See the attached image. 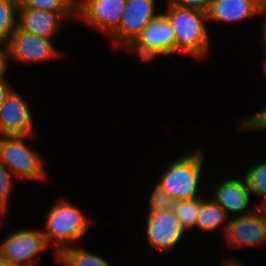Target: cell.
Listing matches in <instances>:
<instances>
[{"label": "cell", "instance_id": "6", "mask_svg": "<svg viewBox=\"0 0 266 266\" xmlns=\"http://www.w3.org/2000/svg\"><path fill=\"white\" fill-rule=\"evenodd\" d=\"M136 52L143 62L157 56H170L175 53V33L170 22L161 13L143 29L136 40L127 48Z\"/></svg>", "mask_w": 266, "mask_h": 266}, {"label": "cell", "instance_id": "26", "mask_svg": "<svg viewBox=\"0 0 266 266\" xmlns=\"http://www.w3.org/2000/svg\"><path fill=\"white\" fill-rule=\"evenodd\" d=\"M9 55L5 45H0V80L6 79L9 66Z\"/></svg>", "mask_w": 266, "mask_h": 266}, {"label": "cell", "instance_id": "28", "mask_svg": "<svg viewBox=\"0 0 266 266\" xmlns=\"http://www.w3.org/2000/svg\"><path fill=\"white\" fill-rule=\"evenodd\" d=\"M261 15L264 19L262 20V26H261V28H262L261 32L262 33L260 34L261 35L260 38H261L262 44H260V45L266 47V3L261 4L260 17H261Z\"/></svg>", "mask_w": 266, "mask_h": 266}, {"label": "cell", "instance_id": "22", "mask_svg": "<svg viewBox=\"0 0 266 266\" xmlns=\"http://www.w3.org/2000/svg\"><path fill=\"white\" fill-rule=\"evenodd\" d=\"M147 212L155 210H169L173 208L175 200L157 182L148 196Z\"/></svg>", "mask_w": 266, "mask_h": 266}, {"label": "cell", "instance_id": "10", "mask_svg": "<svg viewBox=\"0 0 266 266\" xmlns=\"http://www.w3.org/2000/svg\"><path fill=\"white\" fill-rule=\"evenodd\" d=\"M126 0H77L82 23L109 38L119 27Z\"/></svg>", "mask_w": 266, "mask_h": 266}, {"label": "cell", "instance_id": "15", "mask_svg": "<svg viewBox=\"0 0 266 266\" xmlns=\"http://www.w3.org/2000/svg\"><path fill=\"white\" fill-rule=\"evenodd\" d=\"M259 0H211L207 12L208 22L236 23L260 16Z\"/></svg>", "mask_w": 266, "mask_h": 266}, {"label": "cell", "instance_id": "23", "mask_svg": "<svg viewBox=\"0 0 266 266\" xmlns=\"http://www.w3.org/2000/svg\"><path fill=\"white\" fill-rule=\"evenodd\" d=\"M13 174L0 162V214L6 215L9 206L10 192L13 187Z\"/></svg>", "mask_w": 266, "mask_h": 266}, {"label": "cell", "instance_id": "7", "mask_svg": "<svg viewBox=\"0 0 266 266\" xmlns=\"http://www.w3.org/2000/svg\"><path fill=\"white\" fill-rule=\"evenodd\" d=\"M5 46L10 61L24 65L40 64L63 56V53L56 49L52 39L22 31L18 27L14 29Z\"/></svg>", "mask_w": 266, "mask_h": 266}, {"label": "cell", "instance_id": "18", "mask_svg": "<svg viewBox=\"0 0 266 266\" xmlns=\"http://www.w3.org/2000/svg\"><path fill=\"white\" fill-rule=\"evenodd\" d=\"M245 170L241 176L247 183L251 197L260 198L259 203H255L259 207L266 201V160L256 162Z\"/></svg>", "mask_w": 266, "mask_h": 266}, {"label": "cell", "instance_id": "24", "mask_svg": "<svg viewBox=\"0 0 266 266\" xmlns=\"http://www.w3.org/2000/svg\"><path fill=\"white\" fill-rule=\"evenodd\" d=\"M237 121L239 133L266 130V106Z\"/></svg>", "mask_w": 266, "mask_h": 266}, {"label": "cell", "instance_id": "13", "mask_svg": "<svg viewBox=\"0 0 266 266\" xmlns=\"http://www.w3.org/2000/svg\"><path fill=\"white\" fill-rule=\"evenodd\" d=\"M212 190L210 191L211 194L208 193V196L220 205L229 216H231L230 214H235V216L247 215L258 207L255 203H252L253 207L250 204L252 197L243 176L241 179L240 177L226 176L225 179L217 182Z\"/></svg>", "mask_w": 266, "mask_h": 266}, {"label": "cell", "instance_id": "19", "mask_svg": "<svg viewBox=\"0 0 266 266\" xmlns=\"http://www.w3.org/2000/svg\"><path fill=\"white\" fill-rule=\"evenodd\" d=\"M205 198L206 195H201L197 198L174 202L172 209L185 232L196 228L197 217Z\"/></svg>", "mask_w": 266, "mask_h": 266}, {"label": "cell", "instance_id": "2", "mask_svg": "<svg viewBox=\"0 0 266 266\" xmlns=\"http://www.w3.org/2000/svg\"><path fill=\"white\" fill-rule=\"evenodd\" d=\"M60 199L49 208L42 229L47 244L53 247L55 259L62 249L81 242L92 224L91 218L79 208L66 199Z\"/></svg>", "mask_w": 266, "mask_h": 266}, {"label": "cell", "instance_id": "4", "mask_svg": "<svg viewBox=\"0 0 266 266\" xmlns=\"http://www.w3.org/2000/svg\"><path fill=\"white\" fill-rule=\"evenodd\" d=\"M36 139L32 136H0V162L13 174L32 182L46 181L49 177L44 160L35 148L26 140Z\"/></svg>", "mask_w": 266, "mask_h": 266}, {"label": "cell", "instance_id": "5", "mask_svg": "<svg viewBox=\"0 0 266 266\" xmlns=\"http://www.w3.org/2000/svg\"><path fill=\"white\" fill-rule=\"evenodd\" d=\"M48 247L42 230L21 228L0 243V260L16 266H38V256Z\"/></svg>", "mask_w": 266, "mask_h": 266}, {"label": "cell", "instance_id": "14", "mask_svg": "<svg viewBox=\"0 0 266 266\" xmlns=\"http://www.w3.org/2000/svg\"><path fill=\"white\" fill-rule=\"evenodd\" d=\"M76 15L77 12H53L18 6L17 27L40 37L53 39L60 32L63 22Z\"/></svg>", "mask_w": 266, "mask_h": 266}, {"label": "cell", "instance_id": "17", "mask_svg": "<svg viewBox=\"0 0 266 266\" xmlns=\"http://www.w3.org/2000/svg\"><path fill=\"white\" fill-rule=\"evenodd\" d=\"M57 262L64 266H111L97 253L85 250L80 246H69L57 254Z\"/></svg>", "mask_w": 266, "mask_h": 266}, {"label": "cell", "instance_id": "31", "mask_svg": "<svg viewBox=\"0 0 266 266\" xmlns=\"http://www.w3.org/2000/svg\"><path fill=\"white\" fill-rule=\"evenodd\" d=\"M0 266H16V265H12L11 263H7V262L0 260Z\"/></svg>", "mask_w": 266, "mask_h": 266}, {"label": "cell", "instance_id": "1", "mask_svg": "<svg viewBox=\"0 0 266 266\" xmlns=\"http://www.w3.org/2000/svg\"><path fill=\"white\" fill-rule=\"evenodd\" d=\"M162 14L170 22L175 33V53L187 54L193 59L204 60L210 50L207 13L183 8L166 1Z\"/></svg>", "mask_w": 266, "mask_h": 266}, {"label": "cell", "instance_id": "27", "mask_svg": "<svg viewBox=\"0 0 266 266\" xmlns=\"http://www.w3.org/2000/svg\"><path fill=\"white\" fill-rule=\"evenodd\" d=\"M7 81H8L7 79L0 80V107L5 101V98L7 97V95L13 89L11 84H9V82Z\"/></svg>", "mask_w": 266, "mask_h": 266}, {"label": "cell", "instance_id": "16", "mask_svg": "<svg viewBox=\"0 0 266 266\" xmlns=\"http://www.w3.org/2000/svg\"><path fill=\"white\" fill-rule=\"evenodd\" d=\"M230 216L207 194L201 204V209L197 217L196 228L203 232H214L221 230L222 236L225 233ZM220 228V229H219Z\"/></svg>", "mask_w": 266, "mask_h": 266}, {"label": "cell", "instance_id": "30", "mask_svg": "<svg viewBox=\"0 0 266 266\" xmlns=\"http://www.w3.org/2000/svg\"><path fill=\"white\" fill-rule=\"evenodd\" d=\"M262 48H263V54H265L264 55V59L262 60V69H263V72H264V74H265V76H266V47L265 46H262Z\"/></svg>", "mask_w": 266, "mask_h": 266}, {"label": "cell", "instance_id": "20", "mask_svg": "<svg viewBox=\"0 0 266 266\" xmlns=\"http://www.w3.org/2000/svg\"><path fill=\"white\" fill-rule=\"evenodd\" d=\"M18 0H0V45L8 42L17 27Z\"/></svg>", "mask_w": 266, "mask_h": 266}, {"label": "cell", "instance_id": "21", "mask_svg": "<svg viewBox=\"0 0 266 266\" xmlns=\"http://www.w3.org/2000/svg\"><path fill=\"white\" fill-rule=\"evenodd\" d=\"M18 6L53 12H77V0H18Z\"/></svg>", "mask_w": 266, "mask_h": 266}, {"label": "cell", "instance_id": "3", "mask_svg": "<svg viewBox=\"0 0 266 266\" xmlns=\"http://www.w3.org/2000/svg\"><path fill=\"white\" fill-rule=\"evenodd\" d=\"M205 160L201 150L184 153L164 168L157 182L175 201L197 198Z\"/></svg>", "mask_w": 266, "mask_h": 266}, {"label": "cell", "instance_id": "29", "mask_svg": "<svg viewBox=\"0 0 266 266\" xmlns=\"http://www.w3.org/2000/svg\"><path fill=\"white\" fill-rule=\"evenodd\" d=\"M226 258H224V260H222L223 262L222 263V266H246L245 264L241 263V261H239L240 259H237L235 258L236 256L234 257H231V256H224Z\"/></svg>", "mask_w": 266, "mask_h": 266}, {"label": "cell", "instance_id": "8", "mask_svg": "<svg viewBox=\"0 0 266 266\" xmlns=\"http://www.w3.org/2000/svg\"><path fill=\"white\" fill-rule=\"evenodd\" d=\"M156 0H126L118 29L108 38L112 44L127 49L143 29L162 13L156 12Z\"/></svg>", "mask_w": 266, "mask_h": 266}, {"label": "cell", "instance_id": "33", "mask_svg": "<svg viewBox=\"0 0 266 266\" xmlns=\"http://www.w3.org/2000/svg\"><path fill=\"white\" fill-rule=\"evenodd\" d=\"M4 216L2 215V214H0V225H1V223H3L2 222V218H3Z\"/></svg>", "mask_w": 266, "mask_h": 266}, {"label": "cell", "instance_id": "32", "mask_svg": "<svg viewBox=\"0 0 266 266\" xmlns=\"http://www.w3.org/2000/svg\"><path fill=\"white\" fill-rule=\"evenodd\" d=\"M259 208H260L262 211H265V212H266V201H265L261 206H259Z\"/></svg>", "mask_w": 266, "mask_h": 266}, {"label": "cell", "instance_id": "25", "mask_svg": "<svg viewBox=\"0 0 266 266\" xmlns=\"http://www.w3.org/2000/svg\"><path fill=\"white\" fill-rule=\"evenodd\" d=\"M165 1L179 7L196 9L207 13L211 0H165Z\"/></svg>", "mask_w": 266, "mask_h": 266}, {"label": "cell", "instance_id": "12", "mask_svg": "<svg viewBox=\"0 0 266 266\" xmlns=\"http://www.w3.org/2000/svg\"><path fill=\"white\" fill-rule=\"evenodd\" d=\"M30 106L14 88L0 107V136L36 135Z\"/></svg>", "mask_w": 266, "mask_h": 266}, {"label": "cell", "instance_id": "9", "mask_svg": "<svg viewBox=\"0 0 266 266\" xmlns=\"http://www.w3.org/2000/svg\"><path fill=\"white\" fill-rule=\"evenodd\" d=\"M222 241L229 248H253L266 243V212L259 207L247 215L230 216Z\"/></svg>", "mask_w": 266, "mask_h": 266}, {"label": "cell", "instance_id": "34", "mask_svg": "<svg viewBox=\"0 0 266 266\" xmlns=\"http://www.w3.org/2000/svg\"><path fill=\"white\" fill-rule=\"evenodd\" d=\"M261 2V4L266 3V0H259Z\"/></svg>", "mask_w": 266, "mask_h": 266}, {"label": "cell", "instance_id": "11", "mask_svg": "<svg viewBox=\"0 0 266 266\" xmlns=\"http://www.w3.org/2000/svg\"><path fill=\"white\" fill-rule=\"evenodd\" d=\"M146 214L147 246L156 251L171 252L187 233L181 227L173 209L148 211Z\"/></svg>", "mask_w": 266, "mask_h": 266}]
</instances>
